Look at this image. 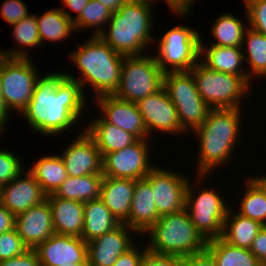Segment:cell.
Listing matches in <instances>:
<instances>
[{
  "label": "cell",
  "mask_w": 266,
  "mask_h": 266,
  "mask_svg": "<svg viewBox=\"0 0 266 266\" xmlns=\"http://www.w3.org/2000/svg\"><path fill=\"white\" fill-rule=\"evenodd\" d=\"M84 93L80 83L65 73H49L38 78L22 116L43 136L60 135L79 120L86 103Z\"/></svg>",
  "instance_id": "6da1fadb"
},
{
  "label": "cell",
  "mask_w": 266,
  "mask_h": 266,
  "mask_svg": "<svg viewBox=\"0 0 266 266\" xmlns=\"http://www.w3.org/2000/svg\"><path fill=\"white\" fill-rule=\"evenodd\" d=\"M241 111L240 108L211 109L202 125L193 130L200 143L196 172L198 182L215 167L229 161L240 134Z\"/></svg>",
  "instance_id": "7a4b0ae2"
},
{
  "label": "cell",
  "mask_w": 266,
  "mask_h": 266,
  "mask_svg": "<svg viewBox=\"0 0 266 266\" xmlns=\"http://www.w3.org/2000/svg\"><path fill=\"white\" fill-rule=\"evenodd\" d=\"M124 58V55L115 52L99 36H91L88 42L75 50L69 58L83 77L77 79V76L66 72L65 76L78 81L83 92V85L87 83L91 84L90 87H93L97 97L113 95L119 86Z\"/></svg>",
  "instance_id": "3957f363"
},
{
  "label": "cell",
  "mask_w": 266,
  "mask_h": 266,
  "mask_svg": "<svg viewBox=\"0 0 266 266\" xmlns=\"http://www.w3.org/2000/svg\"><path fill=\"white\" fill-rule=\"evenodd\" d=\"M152 7L128 0L112 13L105 29L98 35L115 52L124 56L143 55L154 40L152 33ZM148 45V46H147Z\"/></svg>",
  "instance_id": "277c9868"
},
{
  "label": "cell",
  "mask_w": 266,
  "mask_h": 266,
  "mask_svg": "<svg viewBox=\"0 0 266 266\" xmlns=\"http://www.w3.org/2000/svg\"><path fill=\"white\" fill-rule=\"evenodd\" d=\"M147 233L151 235L148 250L178 257L205 251L208 242L196 229L186 209L161 215Z\"/></svg>",
  "instance_id": "5b68a950"
},
{
  "label": "cell",
  "mask_w": 266,
  "mask_h": 266,
  "mask_svg": "<svg viewBox=\"0 0 266 266\" xmlns=\"http://www.w3.org/2000/svg\"><path fill=\"white\" fill-rule=\"evenodd\" d=\"M202 99L211 109L241 108L249 85L241 76L211 70L198 61L190 70Z\"/></svg>",
  "instance_id": "8992f818"
},
{
  "label": "cell",
  "mask_w": 266,
  "mask_h": 266,
  "mask_svg": "<svg viewBox=\"0 0 266 266\" xmlns=\"http://www.w3.org/2000/svg\"><path fill=\"white\" fill-rule=\"evenodd\" d=\"M163 88L174 104L180 125L185 131L202 125L211 108L200 96L191 71L165 72Z\"/></svg>",
  "instance_id": "52a82bcc"
},
{
  "label": "cell",
  "mask_w": 266,
  "mask_h": 266,
  "mask_svg": "<svg viewBox=\"0 0 266 266\" xmlns=\"http://www.w3.org/2000/svg\"><path fill=\"white\" fill-rule=\"evenodd\" d=\"M163 74L154 56H125L114 97L137 103L163 87Z\"/></svg>",
  "instance_id": "ba28073f"
},
{
  "label": "cell",
  "mask_w": 266,
  "mask_h": 266,
  "mask_svg": "<svg viewBox=\"0 0 266 266\" xmlns=\"http://www.w3.org/2000/svg\"><path fill=\"white\" fill-rule=\"evenodd\" d=\"M200 39V33L188 26L178 25L169 29L157 42L155 59L160 69L164 73L190 71L200 59Z\"/></svg>",
  "instance_id": "9c48e42d"
},
{
  "label": "cell",
  "mask_w": 266,
  "mask_h": 266,
  "mask_svg": "<svg viewBox=\"0 0 266 266\" xmlns=\"http://www.w3.org/2000/svg\"><path fill=\"white\" fill-rule=\"evenodd\" d=\"M30 58H12L1 55V94L10 111L22 113L31 100L38 80Z\"/></svg>",
  "instance_id": "30bf717a"
},
{
  "label": "cell",
  "mask_w": 266,
  "mask_h": 266,
  "mask_svg": "<svg viewBox=\"0 0 266 266\" xmlns=\"http://www.w3.org/2000/svg\"><path fill=\"white\" fill-rule=\"evenodd\" d=\"M191 185L189 181L185 204L190 220L207 241L221 237L230 208L216 191L207 187L195 195Z\"/></svg>",
  "instance_id": "8fae6325"
},
{
  "label": "cell",
  "mask_w": 266,
  "mask_h": 266,
  "mask_svg": "<svg viewBox=\"0 0 266 266\" xmlns=\"http://www.w3.org/2000/svg\"><path fill=\"white\" fill-rule=\"evenodd\" d=\"M147 140L138 139L130 146L105 154L102 157L103 176L133 180L145 178L155 167L149 163Z\"/></svg>",
  "instance_id": "7c38bea8"
},
{
  "label": "cell",
  "mask_w": 266,
  "mask_h": 266,
  "mask_svg": "<svg viewBox=\"0 0 266 266\" xmlns=\"http://www.w3.org/2000/svg\"><path fill=\"white\" fill-rule=\"evenodd\" d=\"M145 179L150 183L157 213L161 215L185 209L189 179L179 172L154 167Z\"/></svg>",
  "instance_id": "4fadbf2b"
},
{
  "label": "cell",
  "mask_w": 266,
  "mask_h": 266,
  "mask_svg": "<svg viewBox=\"0 0 266 266\" xmlns=\"http://www.w3.org/2000/svg\"><path fill=\"white\" fill-rule=\"evenodd\" d=\"M137 106L147 129L148 137L152 131L166 132V134H183L186 132L181 127L177 110L163 87L156 93L140 99Z\"/></svg>",
  "instance_id": "5bb4252c"
},
{
  "label": "cell",
  "mask_w": 266,
  "mask_h": 266,
  "mask_svg": "<svg viewBox=\"0 0 266 266\" xmlns=\"http://www.w3.org/2000/svg\"><path fill=\"white\" fill-rule=\"evenodd\" d=\"M36 252L41 266H65L88 263L87 243L80 237L54 233L38 244Z\"/></svg>",
  "instance_id": "9a60e30c"
},
{
  "label": "cell",
  "mask_w": 266,
  "mask_h": 266,
  "mask_svg": "<svg viewBox=\"0 0 266 266\" xmlns=\"http://www.w3.org/2000/svg\"><path fill=\"white\" fill-rule=\"evenodd\" d=\"M60 157L69 177L102 174V156L85 130L65 147Z\"/></svg>",
  "instance_id": "2e32d148"
},
{
  "label": "cell",
  "mask_w": 266,
  "mask_h": 266,
  "mask_svg": "<svg viewBox=\"0 0 266 266\" xmlns=\"http://www.w3.org/2000/svg\"><path fill=\"white\" fill-rule=\"evenodd\" d=\"M129 228L125 223L87 243L88 263L90 266H113L119 256L133 245ZM132 239V240H131Z\"/></svg>",
  "instance_id": "e0dca14e"
},
{
  "label": "cell",
  "mask_w": 266,
  "mask_h": 266,
  "mask_svg": "<svg viewBox=\"0 0 266 266\" xmlns=\"http://www.w3.org/2000/svg\"><path fill=\"white\" fill-rule=\"evenodd\" d=\"M95 101L102 111V118L116 127L133 134L137 139L148 138L142 115L137 103L128 102L114 97L103 95Z\"/></svg>",
  "instance_id": "ac0fdd59"
},
{
  "label": "cell",
  "mask_w": 266,
  "mask_h": 266,
  "mask_svg": "<svg viewBox=\"0 0 266 266\" xmlns=\"http://www.w3.org/2000/svg\"><path fill=\"white\" fill-rule=\"evenodd\" d=\"M15 229L29 249L46 241L55 233L48 201L16 215Z\"/></svg>",
  "instance_id": "d6986e66"
},
{
  "label": "cell",
  "mask_w": 266,
  "mask_h": 266,
  "mask_svg": "<svg viewBox=\"0 0 266 266\" xmlns=\"http://www.w3.org/2000/svg\"><path fill=\"white\" fill-rule=\"evenodd\" d=\"M2 186V204L15 216L46 200L40 184L27 171Z\"/></svg>",
  "instance_id": "ffe728a7"
},
{
  "label": "cell",
  "mask_w": 266,
  "mask_h": 266,
  "mask_svg": "<svg viewBox=\"0 0 266 266\" xmlns=\"http://www.w3.org/2000/svg\"><path fill=\"white\" fill-rule=\"evenodd\" d=\"M159 217L150 183L145 178L136 180L129 217L125 224L135 233L139 232L143 235Z\"/></svg>",
  "instance_id": "44dd1931"
},
{
  "label": "cell",
  "mask_w": 266,
  "mask_h": 266,
  "mask_svg": "<svg viewBox=\"0 0 266 266\" xmlns=\"http://www.w3.org/2000/svg\"><path fill=\"white\" fill-rule=\"evenodd\" d=\"M46 200L51 208L55 233L81 237L84 227V203L58 198L54 194L47 195Z\"/></svg>",
  "instance_id": "7402d4cb"
},
{
  "label": "cell",
  "mask_w": 266,
  "mask_h": 266,
  "mask_svg": "<svg viewBox=\"0 0 266 266\" xmlns=\"http://www.w3.org/2000/svg\"><path fill=\"white\" fill-rule=\"evenodd\" d=\"M135 186L133 179L103 177L100 199L120 223L128 220Z\"/></svg>",
  "instance_id": "603a6c76"
},
{
  "label": "cell",
  "mask_w": 266,
  "mask_h": 266,
  "mask_svg": "<svg viewBox=\"0 0 266 266\" xmlns=\"http://www.w3.org/2000/svg\"><path fill=\"white\" fill-rule=\"evenodd\" d=\"M242 49L217 45L207 47L202 45L201 38L199 61L211 70L241 76L250 85L251 79L248 77V72L241 69L244 68L241 66L245 61Z\"/></svg>",
  "instance_id": "cb8c5ba5"
},
{
  "label": "cell",
  "mask_w": 266,
  "mask_h": 266,
  "mask_svg": "<svg viewBox=\"0 0 266 266\" xmlns=\"http://www.w3.org/2000/svg\"><path fill=\"white\" fill-rule=\"evenodd\" d=\"M84 129L94 140L102 157L130 146L138 140L133 134L106 122L102 117L91 121Z\"/></svg>",
  "instance_id": "d4e9b609"
},
{
  "label": "cell",
  "mask_w": 266,
  "mask_h": 266,
  "mask_svg": "<svg viewBox=\"0 0 266 266\" xmlns=\"http://www.w3.org/2000/svg\"><path fill=\"white\" fill-rule=\"evenodd\" d=\"M120 224L100 198L90 200L84 203V227L80 238L88 243Z\"/></svg>",
  "instance_id": "484cf974"
},
{
  "label": "cell",
  "mask_w": 266,
  "mask_h": 266,
  "mask_svg": "<svg viewBox=\"0 0 266 266\" xmlns=\"http://www.w3.org/2000/svg\"><path fill=\"white\" fill-rule=\"evenodd\" d=\"M231 211L229 209L225 218L221 238L231 245L250 249L254 238L264 226L253 219L236 212L231 213Z\"/></svg>",
  "instance_id": "4316f807"
},
{
  "label": "cell",
  "mask_w": 266,
  "mask_h": 266,
  "mask_svg": "<svg viewBox=\"0 0 266 266\" xmlns=\"http://www.w3.org/2000/svg\"><path fill=\"white\" fill-rule=\"evenodd\" d=\"M103 174L67 177L54 195L58 198L88 202L100 198Z\"/></svg>",
  "instance_id": "83f0119b"
},
{
  "label": "cell",
  "mask_w": 266,
  "mask_h": 266,
  "mask_svg": "<svg viewBox=\"0 0 266 266\" xmlns=\"http://www.w3.org/2000/svg\"><path fill=\"white\" fill-rule=\"evenodd\" d=\"M28 172L40 184L46 195L54 194L68 177L60 155L41 157Z\"/></svg>",
  "instance_id": "f1b7e54d"
},
{
  "label": "cell",
  "mask_w": 266,
  "mask_h": 266,
  "mask_svg": "<svg viewBox=\"0 0 266 266\" xmlns=\"http://www.w3.org/2000/svg\"><path fill=\"white\" fill-rule=\"evenodd\" d=\"M35 16L41 45L42 41L44 44L47 40L56 42L65 40L66 37L71 36V33L75 31L73 16L63 9H51L47 12L45 11L42 16Z\"/></svg>",
  "instance_id": "f546056e"
},
{
  "label": "cell",
  "mask_w": 266,
  "mask_h": 266,
  "mask_svg": "<svg viewBox=\"0 0 266 266\" xmlns=\"http://www.w3.org/2000/svg\"><path fill=\"white\" fill-rule=\"evenodd\" d=\"M206 250L217 266H260L250 249L231 245L221 237L208 240Z\"/></svg>",
  "instance_id": "4dcf8cb0"
},
{
  "label": "cell",
  "mask_w": 266,
  "mask_h": 266,
  "mask_svg": "<svg viewBox=\"0 0 266 266\" xmlns=\"http://www.w3.org/2000/svg\"><path fill=\"white\" fill-rule=\"evenodd\" d=\"M245 44L247 46L245 49L247 54L243 49L244 60L249 64V69H251L250 72L247 71L248 77L250 79L254 75L266 77V36L247 27L242 41V48H245Z\"/></svg>",
  "instance_id": "1f68e13d"
},
{
  "label": "cell",
  "mask_w": 266,
  "mask_h": 266,
  "mask_svg": "<svg viewBox=\"0 0 266 266\" xmlns=\"http://www.w3.org/2000/svg\"><path fill=\"white\" fill-rule=\"evenodd\" d=\"M246 27L248 26L232 14L218 16L211 28V34L216 39L212 45L242 48Z\"/></svg>",
  "instance_id": "d6a6232c"
},
{
  "label": "cell",
  "mask_w": 266,
  "mask_h": 266,
  "mask_svg": "<svg viewBox=\"0 0 266 266\" xmlns=\"http://www.w3.org/2000/svg\"><path fill=\"white\" fill-rule=\"evenodd\" d=\"M13 26V37L18 42L19 47L22 46L24 50H0V55L12 58H31L25 51V47H36L41 44L39 30L37 27L36 16L30 14L21 21L15 23Z\"/></svg>",
  "instance_id": "836d02e7"
},
{
  "label": "cell",
  "mask_w": 266,
  "mask_h": 266,
  "mask_svg": "<svg viewBox=\"0 0 266 266\" xmlns=\"http://www.w3.org/2000/svg\"><path fill=\"white\" fill-rule=\"evenodd\" d=\"M245 184L247 188L237 213L266 226V194L250 178Z\"/></svg>",
  "instance_id": "e575fe53"
},
{
  "label": "cell",
  "mask_w": 266,
  "mask_h": 266,
  "mask_svg": "<svg viewBox=\"0 0 266 266\" xmlns=\"http://www.w3.org/2000/svg\"><path fill=\"white\" fill-rule=\"evenodd\" d=\"M112 17V12L97 0H89L81 14L73 20L75 32L81 28L97 27L92 36H98L102 31L103 25L108 24ZM102 26V27H101Z\"/></svg>",
  "instance_id": "d590c367"
},
{
  "label": "cell",
  "mask_w": 266,
  "mask_h": 266,
  "mask_svg": "<svg viewBox=\"0 0 266 266\" xmlns=\"http://www.w3.org/2000/svg\"><path fill=\"white\" fill-rule=\"evenodd\" d=\"M28 250L16 229L0 234V261L20 256Z\"/></svg>",
  "instance_id": "8d00e7d4"
},
{
  "label": "cell",
  "mask_w": 266,
  "mask_h": 266,
  "mask_svg": "<svg viewBox=\"0 0 266 266\" xmlns=\"http://www.w3.org/2000/svg\"><path fill=\"white\" fill-rule=\"evenodd\" d=\"M248 27L266 36V0H244Z\"/></svg>",
  "instance_id": "74e56055"
},
{
  "label": "cell",
  "mask_w": 266,
  "mask_h": 266,
  "mask_svg": "<svg viewBox=\"0 0 266 266\" xmlns=\"http://www.w3.org/2000/svg\"><path fill=\"white\" fill-rule=\"evenodd\" d=\"M20 158L16 154L0 150V185H6L18 177L24 168Z\"/></svg>",
  "instance_id": "f35d334b"
},
{
  "label": "cell",
  "mask_w": 266,
  "mask_h": 266,
  "mask_svg": "<svg viewBox=\"0 0 266 266\" xmlns=\"http://www.w3.org/2000/svg\"><path fill=\"white\" fill-rule=\"evenodd\" d=\"M0 10L2 19L11 25L30 15L22 0H5Z\"/></svg>",
  "instance_id": "ab89813d"
},
{
  "label": "cell",
  "mask_w": 266,
  "mask_h": 266,
  "mask_svg": "<svg viewBox=\"0 0 266 266\" xmlns=\"http://www.w3.org/2000/svg\"><path fill=\"white\" fill-rule=\"evenodd\" d=\"M146 250L147 247L139 250L138 246L133 245L129 250L119 256L113 266H140Z\"/></svg>",
  "instance_id": "60d3db41"
},
{
  "label": "cell",
  "mask_w": 266,
  "mask_h": 266,
  "mask_svg": "<svg viewBox=\"0 0 266 266\" xmlns=\"http://www.w3.org/2000/svg\"><path fill=\"white\" fill-rule=\"evenodd\" d=\"M176 256L158 254L146 250L140 266H175Z\"/></svg>",
  "instance_id": "b9f144b4"
},
{
  "label": "cell",
  "mask_w": 266,
  "mask_h": 266,
  "mask_svg": "<svg viewBox=\"0 0 266 266\" xmlns=\"http://www.w3.org/2000/svg\"><path fill=\"white\" fill-rule=\"evenodd\" d=\"M0 266H41L34 249H29L20 256L0 261Z\"/></svg>",
  "instance_id": "7bdbcfd3"
},
{
  "label": "cell",
  "mask_w": 266,
  "mask_h": 266,
  "mask_svg": "<svg viewBox=\"0 0 266 266\" xmlns=\"http://www.w3.org/2000/svg\"><path fill=\"white\" fill-rule=\"evenodd\" d=\"M250 251L258 259L260 264L266 262V226L254 238Z\"/></svg>",
  "instance_id": "ee69618b"
},
{
  "label": "cell",
  "mask_w": 266,
  "mask_h": 266,
  "mask_svg": "<svg viewBox=\"0 0 266 266\" xmlns=\"http://www.w3.org/2000/svg\"><path fill=\"white\" fill-rule=\"evenodd\" d=\"M16 216L0 204V234L15 229Z\"/></svg>",
  "instance_id": "f6af8a7d"
},
{
  "label": "cell",
  "mask_w": 266,
  "mask_h": 266,
  "mask_svg": "<svg viewBox=\"0 0 266 266\" xmlns=\"http://www.w3.org/2000/svg\"><path fill=\"white\" fill-rule=\"evenodd\" d=\"M194 266H217L213 256L207 251L194 254Z\"/></svg>",
  "instance_id": "bcb514c9"
},
{
  "label": "cell",
  "mask_w": 266,
  "mask_h": 266,
  "mask_svg": "<svg viewBox=\"0 0 266 266\" xmlns=\"http://www.w3.org/2000/svg\"><path fill=\"white\" fill-rule=\"evenodd\" d=\"M2 91V81H1V55H0V131L4 130L3 128L7 124V118L10 112V109L7 107L5 100L1 94ZM9 110V111H8Z\"/></svg>",
  "instance_id": "7dc6e473"
},
{
  "label": "cell",
  "mask_w": 266,
  "mask_h": 266,
  "mask_svg": "<svg viewBox=\"0 0 266 266\" xmlns=\"http://www.w3.org/2000/svg\"><path fill=\"white\" fill-rule=\"evenodd\" d=\"M64 5L69 7L72 11L76 12L78 17L84 7L88 4L89 0H62Z\"/></svg>",
  "instance_id": "c3c4849f"
},
{
  "label": "cell",
  "mask_w": 266,
  "mask_h": 266,
  "mask_svg": "<svg viewBox=\"0 0 266 266\" xmlns=\"http://www.w3.org/2000/svg\"><path fill=\"white\" fill-rule=\"evenodd\" d=\"M111 12H117L128 0H97Z\"/></svg>",
  "instance_id": "681fc988"
},
{
  "label": "cell",
  "mask_w": 266,
  "mask_h": 266,
  "mask_svg": "<svg viewBox=\"0 0 266 266\" xmlns=\"http://www.w3.org/2000/svg\"><path fill=\"white\" fill-rule=\"evenodd\" d=\"M130 1L137 2V3L152 7V1H154V0H130ZM155 1H157V0H155ZM164 1H166V4H168V7L171 8L170 11L173 10L177 15L187 16L186 14L189 13V11H179L169 0H164Z\"/></svg>",
  "instance_id": "f907efd6"
},
{
  "label": "cell",
  "mask_w": 266,
  "mask_h": 266,
  "mask_svg": "<svg viewBox=\"0 0 266 266\" xmlns=\"http://www.w3.org/2000/svg\"><path fill=\"white\" fill-rule=\"evenodd\" d=\"M179 11H189L192 5V0H169Z\"/></svg>",
  "instance_id": "816d5d0a"
},
{
  "label": "cell",
  "mask_w": 266,
  "mask_h": 266,
  "mask_svg": "<svg viewBox=\"0 0 266 266\" xmlns=\"http://www.w3.org/2000/svg\"><path fill=\"white\" fill-rule=\"evenodd\" d=\"M175 266H194V254L190 256H176Z\"/></svg>",
  "instance_id": "f5cc1de1"
},
{
  "label": "cell",
  "mask_w": 266,
  "mask_h": 266,
  "mask_svg": "<svg viewBox=\"0 0 266 266\" xmlns=\"http://www.w3.org/2000/svg\"><path fill=\"white\" fill-rule=\"evenodd\" d=\"M250 179L266 194V175H263L262 177H250Z\"/></svg>",
  "instance_id": "db71d44e"
},
{
  "label": "cell",
  "mask_w": 266,
  "mask_h": 266,
  "mask_svg": "<svg viewBox=\"0 0 266 266\" xmlns=\"http://www.w3.org/2000/svg\"><path fill=\"white\" fill-rule=\"evenodd\" d=\"M65 266H90L89 263H73L71 265H65Z\"/></svg>",
  "instance_id": "11a10c76"
},
{
  "label": "cell",
  "mask_w": 266,
  "mask_h": 266,
  "mask_svg": "<svg viewBox=\"0 0 266 266\" xmlns=\"http://www.w3.org/2000/svg\"><path fill=\"white\" fill-rule=\"evenodd\" d=\"M2 186L0 185V204H2Z\"/></svg>",
  "instance_id": "9f6ffc18"
},
{
  "label": "cell",
  "mask_w": 266,
  "mask_h": 266,
  "mask_svg": "<svg viewBox=\"0 0 266 266\" xmlns=\"http://www.w3.org/2000/svg\"><path fill=\"white\" fill-rule=\"evenodd\" d=\"M260 266H266V262L261 263Z\"/></svg>",
  "instance_id": "6f0895ef"
}]
</instances>
